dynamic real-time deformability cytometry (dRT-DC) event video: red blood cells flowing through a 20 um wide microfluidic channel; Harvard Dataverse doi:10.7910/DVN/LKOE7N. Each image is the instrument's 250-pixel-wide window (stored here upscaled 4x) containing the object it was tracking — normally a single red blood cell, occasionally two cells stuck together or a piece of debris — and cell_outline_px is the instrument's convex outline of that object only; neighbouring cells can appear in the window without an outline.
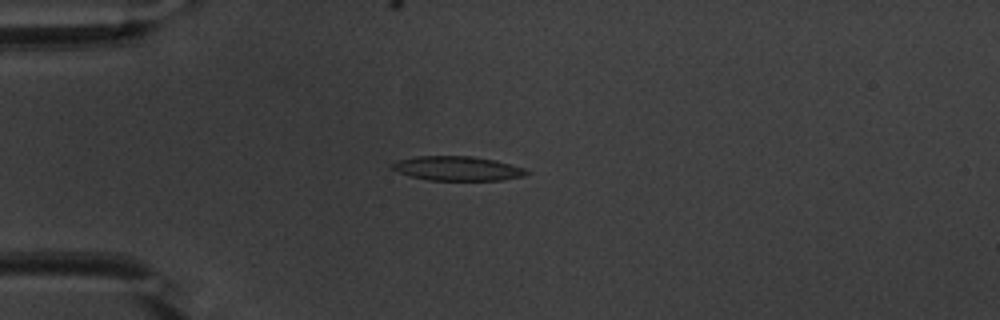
{"species": "common noctule bat (a hibernating species)", "species_latin": "Nyctalus noctula", "temperature_condition": "warm", "stored_images_in_passage": 47, "camera_frame_rate_fps": 3000, "um_per_image_px": 0.085, "animal": {"sex": "male", "body_mass_g": 20.1, "forearm_length_mm": 53.5}, "frame": {"image": 1, "passage_image": 8, "time_ms": 2.333, "image_size_px": [1000, 320], "cell_outline_px": [[532, 172], [524, 176], [500, 180], [428, 180], [412, 176], [388, 168], [388, 164], [396, 160], [416, 156], [472, 156], [496, 160], [524, 168]], "centroid_in_image_um": [38.85, 14.31], "position_along_channel_um": 46.1, "area_um2": 19.25}}
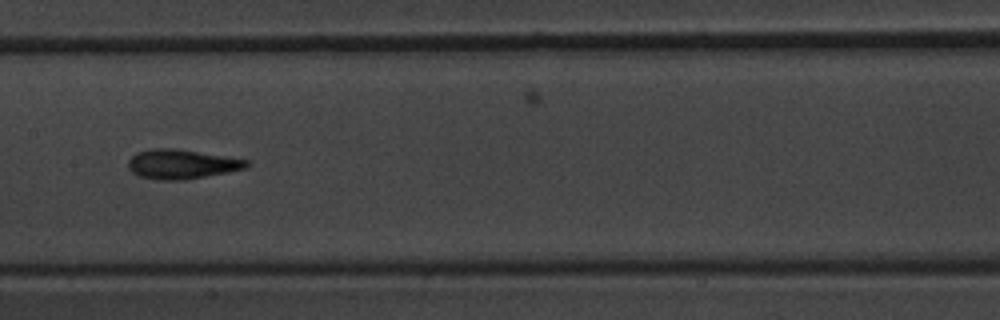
{"frame": {"image": 2, "passage_image": 21, "time_ms": 6.667, "image_size_px": [1000, 320], "cell_outline_px": [[252, 164], [248, 168], [228, 172], [184, 180], [160, 180], [140, 176], [132, 172], [128, 168], [128, 160], [136, 152], [152, 148], [176, 148], [248, 160]], "centroid_in_image_um": [15.45, 13.95], "position_along_channel_um": 191.9, "area_um2": 20.4}}
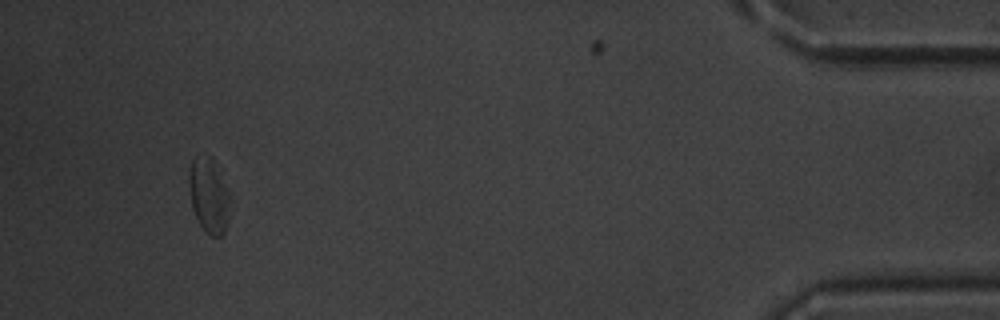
{"frame": {"image": 3, "passage_image": 44, "time_ms": 14.333, "image_size_px": [1000, 320], "cell_outline_px": [[228, 224], [224, 232], [220, 236], [212, 236], [200, 224], [192, 208], [188, 180], [188, 176], [192, 160], [196, 156], [212, 156], [228, 192]], "centroid_in_image_um": [17.73, 16.59], "position_along_channel_um": 417.5, "area_um2": 17.46}, "authors_computed_cell_mechanics": {"area_um2": 19.1318, "velocity_mm_per_s": 3.8054, "shape_relaxation_time_tau1_ms": 3.0396, "shape_relaxation_time_tau2_ms": 3.8373, "deformation_change_tau1": 0.1216, "deformation_change_tau2": 0.1398}}